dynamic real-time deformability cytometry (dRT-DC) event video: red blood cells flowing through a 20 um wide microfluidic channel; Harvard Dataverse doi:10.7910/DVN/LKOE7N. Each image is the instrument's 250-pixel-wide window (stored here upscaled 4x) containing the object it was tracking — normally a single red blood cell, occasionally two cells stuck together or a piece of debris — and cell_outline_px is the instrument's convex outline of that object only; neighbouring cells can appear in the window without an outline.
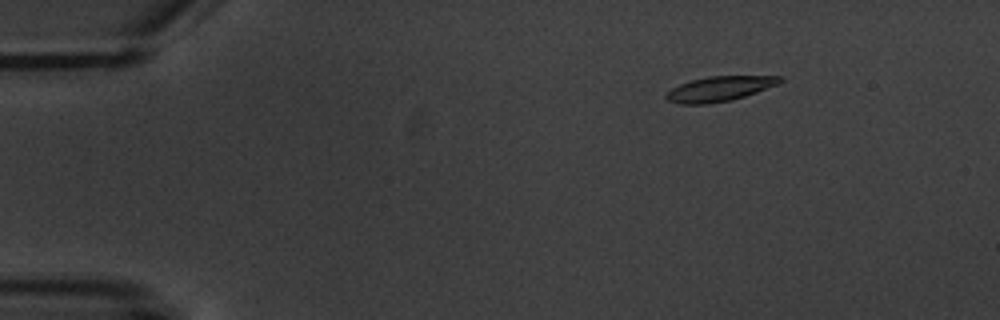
{"species": "common noctule bat (a hibernating species)", "species_latin": "Nyctalus noctula", "temperature_condition": "warm", "stored_images_in_passage": 5, "camera_frame_rate_fps": 3000, "um_per_image_px": 0.085, "animal": {"sex": "male", "body_mass_g": 20.1, "forearm_length_mm": 53.5}, "frame": {"image": 1, "passage_image": 3, "time_ms": 2.333, "image_size_px": [1000, 320], "cell_outline_px": [[784, 80], [776, 84], [756, 92], [732, 100], [708, 104], [680, 104], [668, 100], [664, 96], [672, 88], [680, 84], [692, 80], [708, 76], [784, 76]], "centroid_in_image_um": [61.15, 7.55], "position_along_channel_um": 23.9, "area_um2": 16.36}}